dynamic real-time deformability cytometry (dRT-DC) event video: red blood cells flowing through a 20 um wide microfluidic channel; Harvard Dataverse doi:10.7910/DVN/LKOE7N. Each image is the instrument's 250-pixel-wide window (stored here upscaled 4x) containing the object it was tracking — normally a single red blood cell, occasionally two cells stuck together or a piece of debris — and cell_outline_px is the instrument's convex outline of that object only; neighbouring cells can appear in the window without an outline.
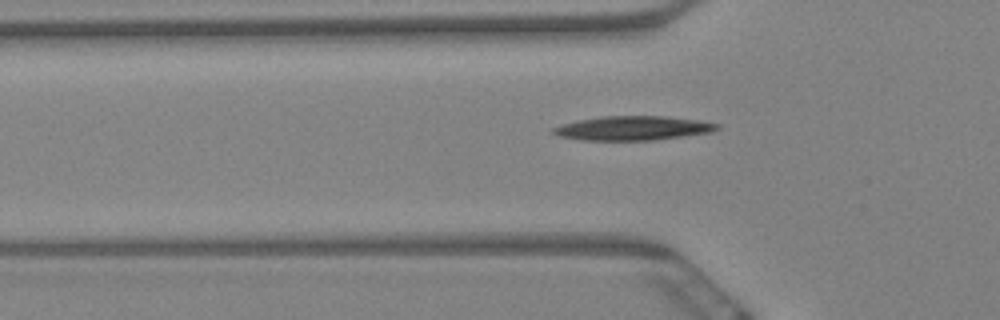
{"species": "Egyptian fruit bat (a non-hibernating species)", "species_latin": "Rousettus aegyptiacus", "temperature_condition": "warm", "stored_images_in_passage": 4, "segment_of_instrument_passage": [2, 2], "camera_frame_rate_fps": 3000, "um_per_image_px": 0.085, "animal": {"sex": "female"}, "frame": {"image": 1, "passage_image": 4, "time_ms": 1.0, "image_size_px": [1000, 320], "cell_outline_px": [[720, 128], [712, 132], [656, 140], [580, 140], [560, 136], [552, 132], [552, 128], [576, 120], [600, 116], [668, 116], [700, 120], [720, 124]], "centroid_in_image_um": [53.84, 10.89], "position_along_channel_um": 72.0, "area_um2": 23.24}}